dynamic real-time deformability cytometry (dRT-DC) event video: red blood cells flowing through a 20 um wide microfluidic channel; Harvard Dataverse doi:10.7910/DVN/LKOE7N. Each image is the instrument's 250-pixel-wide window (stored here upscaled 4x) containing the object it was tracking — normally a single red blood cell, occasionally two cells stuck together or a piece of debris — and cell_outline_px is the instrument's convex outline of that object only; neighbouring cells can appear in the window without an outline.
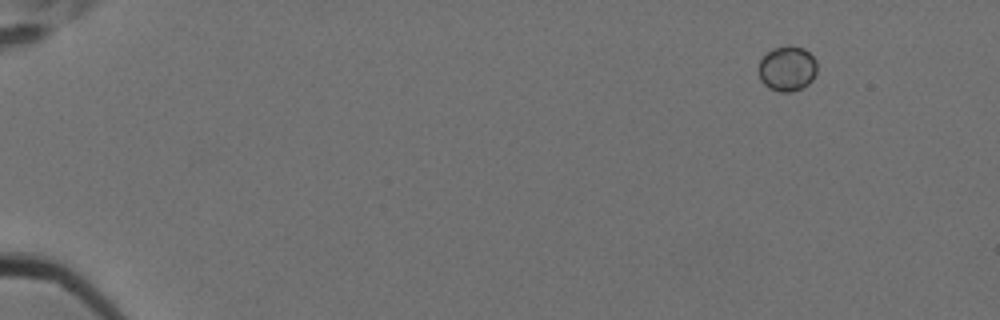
{"species": "Egyptian fruit bat (a non-hibernating species)", "species_latin": "Rousettus aegyptiacus", "temperature_condition": "cold", "stored_images_in_passage": 7, "camera_frame_rate_fps": 3000, "um_per_image_px": 0.085, "animal": {"sex": "female"}, "frame": {"image": 1, "passage_image": 1, "time_ms": 0.0, "image_size_px": [1000, 320], "cell_outline_px": [[816, 72], [812, 80], [808, 84], [792, 92], [780, 92], [768, 88], [760, 80], [760, 60], [772, 48], [788, 44], [804, 48], [816, 60]], "centroid_in_image_um": [66.92, 5.82], "position_along_channel_um": 18.1, "area_um2": 15.37}}
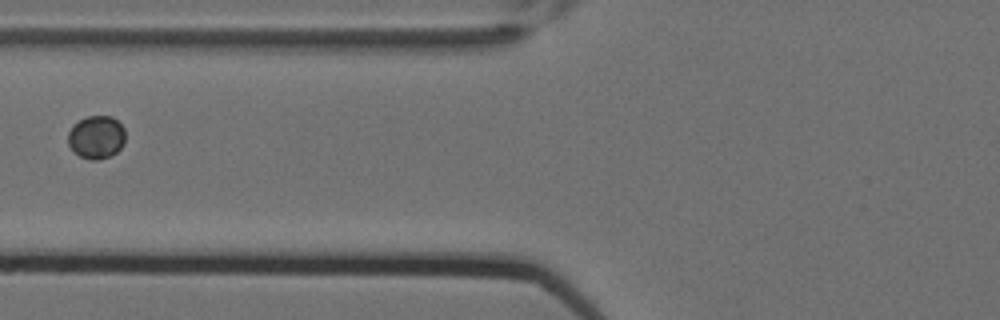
{"frame": {"image": 2, "passage_image": 6, "time_ms": 1.667, "image_size_px": [1000, 320], "cell_outline_px": [[124, 144], [116, 152], [100, 160], [92, 160], [80, 156], [68, 144], [68, 132], [72, 124], [88, 116], [112, 116], [124, 128]], "centroid_in_image_um": [8.18, 11.65], "position_along_channel_um": 117.6, "area_um2": 14.28}}
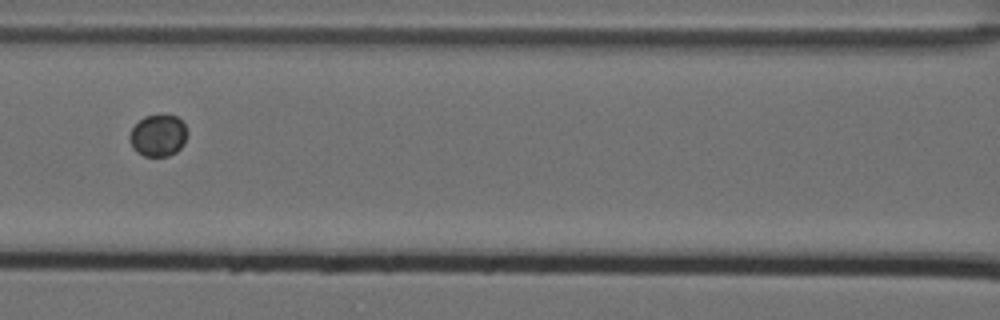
{"frame": {"image": 3, "passage_image": 7, "time_ms": 2.0, "image_size_px": [1000, 320], "cell_outline_px": [[188, 132], [184, 144], [176, 152], [168, 156], [144, 156], [136, 152], [132, 148], [128, 140], [128, 136], [132, 128], [144, 116], [160, 112], [164, 112], [176, 116], [184, 124]], "centroid_in_image_um": [13.43, 11.48], "position_along_channel_um": 153.2, "area_um2": 14.57}}